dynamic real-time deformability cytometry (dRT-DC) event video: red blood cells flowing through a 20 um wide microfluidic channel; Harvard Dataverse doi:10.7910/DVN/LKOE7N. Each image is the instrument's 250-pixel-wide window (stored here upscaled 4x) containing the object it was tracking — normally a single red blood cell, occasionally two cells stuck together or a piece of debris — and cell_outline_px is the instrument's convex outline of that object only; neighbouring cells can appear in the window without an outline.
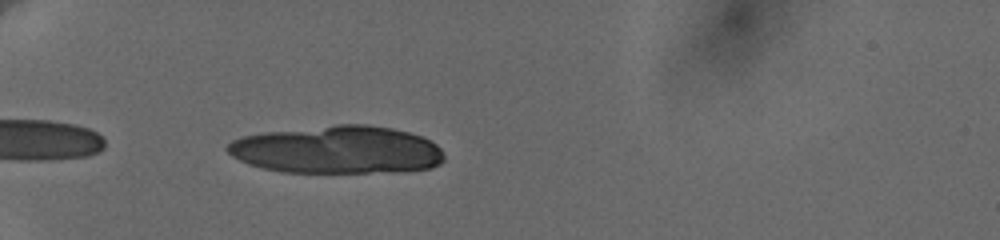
{"species": "human", "species_latin": "Homo sapiens", "temperature_condition": "cold", "stored_images_in_passage": 8, "camera_frame_rate_fps": 3000, "um_per_image_px": 0.085, "donor": {"sex": "female"}, "frame": {"image": 1, "passage_image": 3, "time_ms": 0.667, "image_size_px": [1000, 240], "cell_outline_px": [[444, 160], [440, 164], [432, 168], [400, 172], [280, 172], [248, 164], [232, 156], [224, 148], [232, 140], [244, 136], [264, 132], [336, 124], [368, 124], [392, 128], [408, 132], [420, 136], [436, 144], [440, 148], [444, 156]], "centroid_in_image_um": [28.68, 12.73], "position_along_channel_um": 56.3, "area_um2": 60.63}}